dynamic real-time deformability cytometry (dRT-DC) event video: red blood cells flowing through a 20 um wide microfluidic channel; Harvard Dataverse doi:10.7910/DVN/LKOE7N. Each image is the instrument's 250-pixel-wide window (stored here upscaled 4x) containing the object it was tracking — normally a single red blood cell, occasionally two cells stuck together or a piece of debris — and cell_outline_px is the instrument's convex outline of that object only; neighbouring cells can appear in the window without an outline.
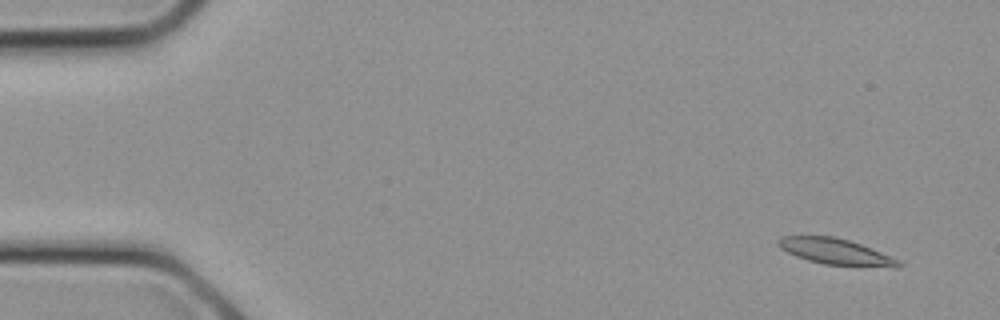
{"species": "common noctule bat (a hibernating species)", "species_latin": "Nyctalus noctula", "temperature_condition": "cold", "stored_images_in_passage": 9, "camera_frame_rate_fps": 3000, "um_per_image_px": 0.085, "animal": {"sex": "female", "body_mass_g": 21.9}, "frame": {"image": 1, "passage_image": 1, "time_ms": 0.0, "image_size_px": [1000, 320], "cell_outline_px": [[904, 264], [896, 268], [824, 264], [808, 260], [796, 256], [780, 248], [776, 244], [776, 240], [780, 236], [836, 236], [860, 244], [900, 260]], "centroid_in_image_um": [71.03, 21.39], "position_along_channel_um": 14.0, "area_um2": 18.26}}
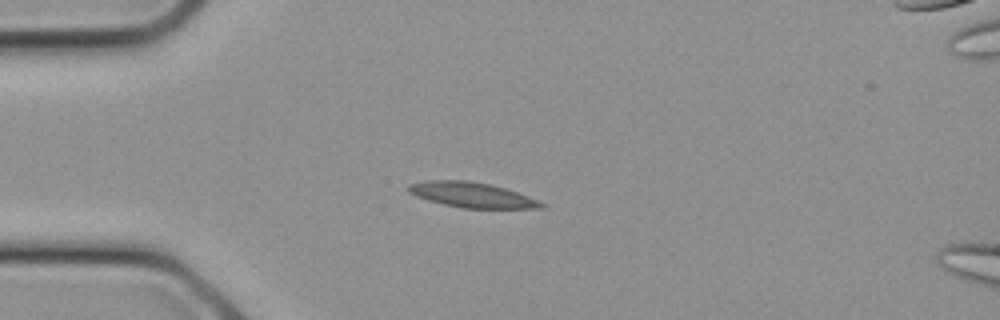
{"frame": {"image": 2, "passage_image": 6, "time_ms": 1.667, "image_size_px": [1000, 320], "cell_outline_px": [[544, 208], [464, 208], [444, 204], [428, 200], [416, 196], [408, 192], [404, 188], [408, 184], [428, 180], [468, 180], [488, 184], [504, 188], [528, 196], [544, 204]], "centroid_in_image_um": [40.03, 16.55], "position_along_channel_um": 45.0, "area_um2": 19.31}}
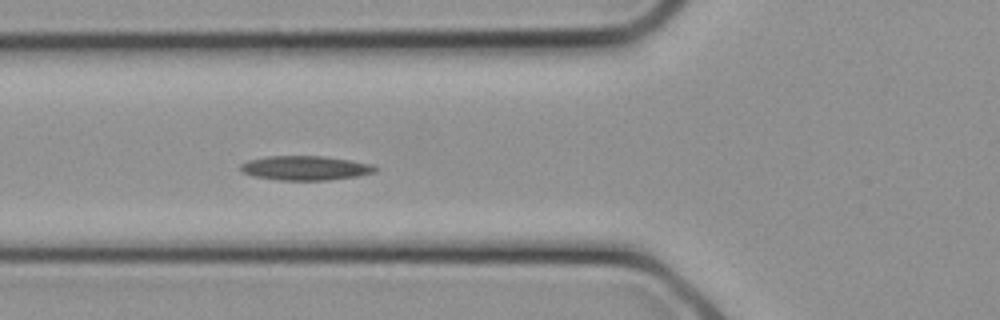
{"frame": {"image": 3, "passage_image": 9, "time_ms": 2.667, "image_size_px": [1000, 320], "cell_outline_px": [[376, 172], [356, 176], [328, 180], [280, 180], [252, 176], [240, 172], [240, 164], [248, 160], [264, 156], [324, 156], [372, 164], [376, 168]], "centroid_in_image_um": [25.89, 14.28], "position_along_channel_um": 99.9, "area_um2": 19.13}}